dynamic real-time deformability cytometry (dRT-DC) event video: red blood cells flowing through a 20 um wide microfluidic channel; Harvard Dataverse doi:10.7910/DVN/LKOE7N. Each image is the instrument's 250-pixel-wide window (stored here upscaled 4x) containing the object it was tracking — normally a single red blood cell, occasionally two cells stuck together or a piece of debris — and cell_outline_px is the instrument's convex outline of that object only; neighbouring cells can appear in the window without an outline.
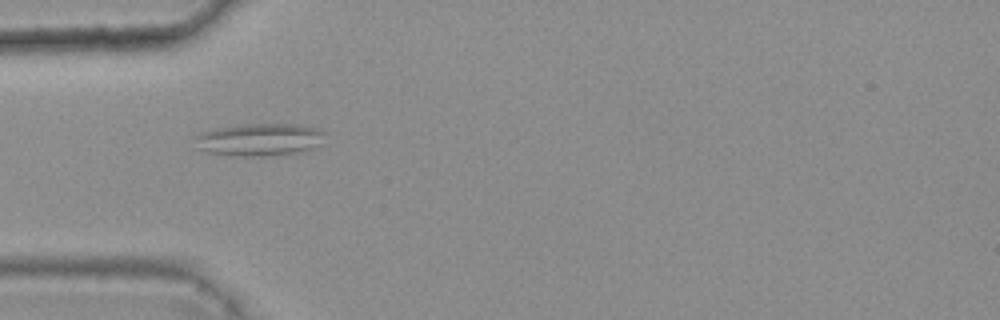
{"species": "common noctule bat (a hibernating species)", "species_latin": "Nyctalus noctula", "temperature_condition": "warm", "stored_images_in_passage": 5, "camera_frame_rate_fps": 3000, "um_per_image_px": 0.085, "animal": {"sex": "female", "body_mass_g": 25.1}, "frame": {"image": 1, "passage_image": 1, "time_ms": 0.0, "image_size_px": [1000, 320], "cell_outline_px": [[328, 132], [320, 144], [304, 152], [276, 156], [236, 156], [208, 152], [200, 148], [192, 136], [200, 132], [216, 128], [248, 124], [296, 124], [320, 128]], "centroid_in_image_um": [22.13, 11.87], "position_along_channel_um": 62.9, "area_um2": 25.09}}
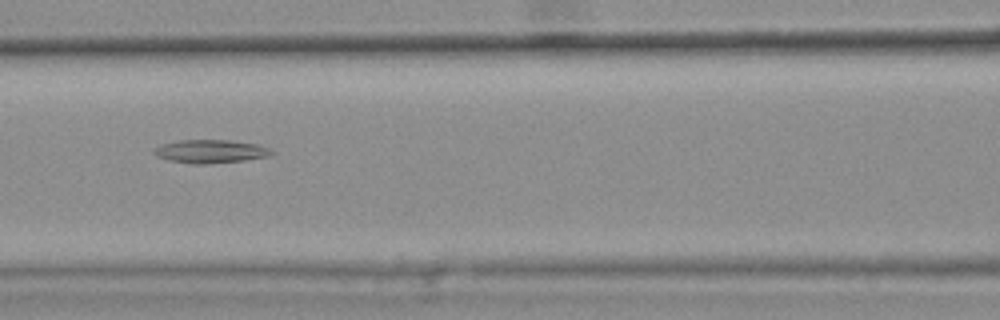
{"frame": {"image": 2, "passage_image": 3, "time_ms": 0.667, "image_size_px": [1000, 320], "cell_outline_px": [[276, 152], [268, 156], [244, 160], [204, 164], [192, 164], [168, 160], [156, 156], [152, 152], [152, 148], [160, 144], [180, 140], [228, 140], [256, 144], [268, 148]], "centroid_in_image_um": [17.83, 12.86], "position_along_channel_um": 148.8, "area_um2": 16.01}}